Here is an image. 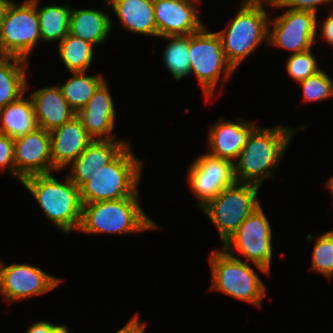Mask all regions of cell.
Returning a JSON list of instances; mask_svg holds the SVG:
<instances>
[{
	"label": "cell",
	"instance_id": "1",
	"mask_svg": "<svg viewBox=\"0 0 333 333\" xmlns=\"http://www.w3.org/2000/svg\"><path fill=\"white\" fill-rule=\"evenodd\" d=\"M306 126L299 128H291L283 124L272 128L257 126L234 162L236 181L261 186L264 180L271 179L293 135Z\"/></svg>",
	"mask_w": 333,
	"mask_h": 333
},
{
	"label": "cell",
	"instance_id": "2",
	"mask_svg": "<svg viewBox=\"0 0 333 333\" xmlns=\"http://www.w3.org/2000/svg\"><path fill=\"white\" fill-rule=\"evenodd\" d=\"M21 184L39 203L45 216L65 234L79 231L83 204L80 189L66 175L64 181H57L53 175L29 176Z\"/></svg>",
	"mask_w": 333,
	"mask_h": 333
},
{
	"label": "cell",
	"instance_id": "3",
	"mask_svg": "<svg viewBox=\"0 0 333 333\" xmlns=\"http://www.w3.org/2000/svg\"><path fill=\"white\" fill-rule=\"evenodd\" d=\"M161 229L144 212L139 197L83 204L78 232L87 234H134Z\"/></svg>",
	"mask_w": 333,
	"mask_h": 333
},
{
	"label": "cell",
	"instance_id": "4",
	"mask_svg": "<svg viewBox=\"0 0 333 333\" xmlns=\"http://www.w3.org/2000/svg\"><path fill=\"white\" fill-rule=\"evenodd\" d=\"M268 1L242 2L233 20L223 30L217 31L228 62L237 67L265 42L268 45L269 17Z\"/></svg>",
	"mask_w": 333,
	"mask_h": 333
},
{
	"label": "cell",
	"instance_id": "5",
	"mask_svg": "<svg viewBox=\"0 0 333 333\" xmlns=\"http://www.w3.org/2000/svg\"><path fill=\"white\" fill-rule=\"evenodd\" d=\"M143 164L142 159L132 153L129 143L80 188L82 204L139 197Z\"/></svg>",
	"mask_w": 333,
	"mask_h": 333
},
{
	"label": "cell",
	"instance_id": "6",
	"mask_svg": "<svg viewBox=\"0 0 333 333\" xmlns=\"http://www.w3.org/2000/svg\"><path fill=\"white\" fill-rule=\"evenodd\" d=\"M208 259L212 272L211 290L257 307L261 305L266 286L250 263L231 256L223 248L212 250Z\"/></svg>",
	"mask_w": 333,
	"mask_h": 333
},
{
	"label": "cell",
	"instance_id": "7",
	"mask_svg": "<svg viewBox=\"0 0 333 333\" xmlns=\"http://www.w3.org/2000/svg\"><path fill=\"white\" fill-rule=\"evenodd\" d=\"M190 74L200 83L206 100L212 99L218 81L223 84L236 71L226 59L220 36L204 26L189 35ZM222 75V77H221Z\"/></svg>",
	"mask_w": 333,
	"mask_h": 333
},
{
	"label": "cell",
	"instance_id": "8",
	"mask_svg": "<svg viewBox=\"0 0 333 333\" xmlns=\"http://www.w3.org/2000/svg\"><path fill=\"white\" fill-rule=\"evenodd\" d=\"M260 187L236 181L201 208L215 225L222 244L261 205L257 197Z\"/></svg>",
	"mask_w": 333,
	"mask_h": 333
},
{
	"label": "cell",
	"instance_id": "9",
	"mask_svg": "<svg viewBox=\"0 0 333 333\" xmlns=\"http://www.w3.org/2000/svg\"><path fill=\"white\" fill-rule=\"evenodd\" d=\"M39 40L36 0H25L21 5L9 0L0 23V56L28 61Z\"/></svg>",
	"mask_w": 333,
	"mask_h": 333
},
{
	"label": "cell",
	"instance_id": "10",
	"mask_svg": "<svg viewBox=\"0 0 333 333\" xmlns=\"http://www.w3.org/2000/svg\"><path fill=\"white\" fill-rule=\"evenodd\" d=\"M231 256L242 254L246 262L266 275L272 262V229L262 206L257 207L223 243L222 247Z\"/></svg>",
	"mask_w": 333,
	"mask_h": 333
},
{
	"label": "cell",
	"instance_id": "11",
	"mask_svg": "<svg viewBox=\"0 0 333 333\" xmlns=\"http://www.w3.org/2000/svg\"><path fill=\"white\" fill-rule=\"evenodd\" d=\"M317 21L315 12L288 8L273 19V25L269 21L268 45L292 51L291 54L310 50L317 41Z\"/></svg>",
	"mask_w": 333,
	"mask_h": 333
},
{
	"label": "cell",
	"instance_id": "12",
	"mask_svg": "<svg viewBox=\"0 0 333 333\" xmlns=\"http://www.w3.org/2000/svg\"><path fill=\"white\" fill-rule=\"evenodd\" d=\"M187 173V183L196 196L199 208L204 207L223 189L236 182L234 163L207 153H202L194 159Z\"/></svg>",
	"mask_w": 333,
	"mask_h": 333
},
{
	"label": "cell",
	"instance_id": "13",
	"mask_svg": "<svg viewBox=\"0 0 333 333\" xmlns=\"http://www.w3.org/2000/svg\"><path fill=\"white\" fill-rule=\"evenodd\" d=\"M61 282L36 266L26 263L6 266L0 261V293L8 304L46 294Z\"/></svg>",
	"mask_w": 333,
	"mask_h": 333
},
{
	"label": "cell",
	"instance_id": "14",
	"mask_svg": "<svg viewBox=\"0 0 333 333\" xmlns=\"http://www.w3.org/2000/svg\"><path fill=\"white\" fill-rule=\"evenodd\" d=\"M15 178L50 174L57 170L52 165L50 132L36 128L33 132L14 139Z\"/></svg>",
	"mask_w": 333,
	"mask_h": 333
},
{
	"label": "cell",
	"instance_id": "15",
	"mask_svg": "<svg viewBox=\"0 0 333 333\" xmlns=\"http://www.w3.org/2000/svg\"><path fill=\"white\" fill-rule=\"evenodd\" d=\"M199 0H153L157 37L190 35L205 24L197 14ZM196 3V4H195Z\"/></svg>",
	"mask_w": 333,
	"mask_h": 333
},
{
	"label": "cell",
	"instance_id": "16",
	"mask_svg": "<svg viewBox=\"0 0 333 333\" xmlns=\"http://www.w3.org/2000/svg\"><path fill=\"white\" fill-rule=\"evenodd\" d=\"M256 127L241 118L236 122L220 118L210 126L207 136L209 151L206 153L234 163Z\"/></svg>",
	"mask_w": 333,
	"mask_h": 333
},
{
	"label": "cell",
	"instance_id": "17",
	"mask_svg": "<svg viewBox=\"0 0 333 333\" xmlns=\"http://www.w3.org/2000/svg\"><path fill=\"white\" fill-rule=\"evenodd\" d=\"M108 84L107 80H104L85 107L76 114L93 140L116 139V135L112 133L115 108Z\"/></svg>",
	"mask_w": 333,
	"mask_h": 333
},
{
	"label": "cell",
	"instance_id": "18",
	"mask_svg": "<svg viewBox=\"0 0 333 333\" xmlns=\"http://www.w3.org/2000/svg\"><path fill=\"white\" fill-rule=\"evenodd\" d=\"M128 144L125 138L93 140L69 165L67 176L80 189L91 176L111 162Z\"/></svg>",
	"mask_w": 333,
	"mask_h": 333
},
{
	"label": "cell",
	"instance_id": "19",
	"mask_svg": "<svg viewBox=\"0 0 333 333\" xmlns=\"http://www.w3.org/2000/svg\"><path fill=\"white\" fill-rule=\"evenodd\" d=\"M92 141L93 139L88 135L77 116L50 131L53 167L60 172L69 166Z\"/></svg>",
	"mask_w": 333,
	"mask_h": 333
},
{
	"label": "cell",
	"instance_id": "20",
	"mask_svg": "<svg viewBox=\"0 0 333 333\" xmlns=\"http://www.w3.org/2000/svg\"><path fill=\"white\" fill-rule=\"evenodd\" d=\"M30 97L34 104L37 127L46 131L62 126L77 114L63 97L59 85L40 88L30 93Z\"/></svg>",
	"mask_w": 333,
	"mask_h": 333
},
{
	"label": "cell",
	"instance_id": "21",
	"mask_svg": "<svg viewBox=\"0 0 333 333\" xmlns=\"http://www.w3.org/2000/svg\"><path fill=\"white\" fill-rule=\"evenodd\" d=\"M111 6L120 25L139 35L157 37L153 0H104Z\"/></svg>",
	"mask_w": 333,
	"mask_h": 333
},
{
	"label": "cell",
	"instance_id": "22",
	"mask_svg": "<svg viewBox=\"0 0 333 333\" xmlns=\"http://www.w3.org/2000/svg\"><path fill=\"white\" fill-rule=\"evenodd\" d=\"M112 28V19L97 9H72L68 33L97 46L104 43Z\"/></svg>",
	"mask_w": 333,
	"mask_h": 333
},
{
	"label": "cell",
	"instance_id": "23",
	"mask_svg": "<svg viewBox=\"0 0 333 333\" xmlns=\"http://www.w3.org/2000/svg\"><path fill=\"white\" fill-rule=\"evenodd\" d=\"M23 94L17 100L0 108V133L16 139L33 132L37 127L34 104L29 95Z\"/></svg>",
	"mask_w": 333,
	"mask_h": 333
},
{
	"label": "cell",
	"instance_id": "24",
	"mask_svg": "<svg viewBox=\"0 0 333 333\" xmlns=\"http://www.w3.org/2000/svg\"><path fill=\"white\" fill-rule=\"evenodd\" d=\"M28 61L0 56V108L17 100L28 89Z\"/></svg>",
	"mask_w": 333,
	"mask_h": 333
},
{
	"label": "cell",
	"instance_id": "25",
	"mask_svg": "<svg viewBox=\"0 0 333 333\" xmlns=\"http://www.w3.org/2000/svg\"><path fill=\"white\" fill-rule=\"evenodd\" d=\"M67 5H54L53 3L39 8L36 0L37 16L40 27L41 41L61 42L68 34L69 21L72 8Z\"/></svg>",
	"mask_w": 333,
	"mask_h": 333
},
{
	"label": "cell",
	"instance_id": "26",
	"mask_svg": "<svg viewBox=\"0 0 333 333\" xmlns=\"http://www.w3.org/2000/svg\"><path fill=\"white\" fill-rule=\"evenodd\" d=\"M71 74L73 76L60 85V88L69 106L78 113L105 79L102 74L87 75L86 71L71 72Z\"/></svg>",
	"mask_w": 333,
	"mask_h": 333
},
{
	"label": "cell",
	"instance_id": "27",
	"mask_svg": "<svg viewBox=\"0 0 333 333\" xmlns=\"http://www.w3.org/2000/svg\"><path fill=\"white\" fill-rule=\"evenodd\" d=\"M58 44L57 52L69 73L88 72L95 45L69 33Z\"/></svg>",
	"mask_w": 333,
	"mask_h": 333
},
{
	"label": "cell",
	"instance_id": "28",
	"mask_svg": "<svg viewBox=\"0 0 333 333\" xmlns=\"http://www.w3.org/2000/svg\"><path fill=\"white\" fill-rule=\"evenodd\" d=\"M163 37L169 40L162 56L166 70H168L177 81L189 76V35Z\"/></svg>",
	"mask_w": 333,
	"mask_h": 333
},
{
	"label": "cell",
	"instance_id": "29",
	"mask_svg": "<svg viewBox=\"0 0 333 333\" xmlns=\"http://www.w3.org/2000/svg\"><path fill=\"white\" fill-rule=\"evenodd\" d=\"M312 271L326 278L333 276V230L318 235L312 253Z\"/></svg>",
	"mask_w": 333,
	"mask_h": 333
},
{
	"label": "cell",
	"instance_id": "30",
	"mask_svg": "<svg viewBox=\"0 0 333 333\" xmlns=\"http://www.w3.org/2000/svg\"><path fill=\"white\" fill-rule=\"evenodd\" d=\"M324 70L298 82L304 102L323 101L333 96V80Z\"/></svg>",
	"mask_w": 333,
	"mask_h": 333
},
{
	"label": "cell",
	"instance_id": "31",
	"mask_svg": "<svg viewBox=\"0 0 333 333\" xmlns=\"http://www.w3.org/2000/svg\"><path fill=\"white\" fill-rule=\"evenodd\" d=\"M311 50L290 54L287 59L286 72L296 83L305 80L321 70Z\"/></svg>",
	"mask_w": 333,
	"mask_h": 333
},
{
	"label": "cell",
	"instance_id": "32",
	"mask_svg": "<svg viewBox=\"0 0 333 333\" xmlns=\"http://www.w3.org/2000/svg\"><path fill=\"white\" fill-rule=\"evenodd\" d=\"M331 4L333 0H275L268 1L267 7L272 9L289 8L295 10H309L317 14V7L322 4Z\"/></svg>",
	"mask_w": 333,
	"mask_h": 333
},
{
	"label": "cell",
	"instance_id": "33",
	"mask_svg": "<svg viewBox=\"0 0 333 333\" xmlns=\"http://www.w3.org/2000/svg\"><path fill=\"white\" fill-rule=\"evenodd\" d=\"M0 169L15 177L14 139L0 133Z\"/></svg>",
	"mask_w": 333,
	"mask_h": 333
},
{
	"label": "cell",
	"instance_id": "34",
	"mask_svg": "<svg viewBox=\"0 0 333 333\" xmlns=\"http://www.w3.org/2000/svg\"><path fill=\"white\" fill-rule=\"evenodd\" d=\"M146 322L139 320V315L135 314L128 322L116 333H144Z\"/></svg>",
	"mask_w": 333,
	"mask_h": 333
},
{
	"label": "cell",
	"instance_id": "35",
	"mask_svg": "<svg viewBox=\"0 0 333 333\" xmlns=\"http://www.w3.org/2000/svg\"><path fill=\"white\" fill-rule=\"evenodd\" d=\"M330 15L326 16L321 27V37L330 46H333V11H330Z\"/></svg>",
	"mask_w": 333,
	"mask_h": 333
},
{
	"label": "cell",
	"instance_id": "36",
	"mask_svg": "<svg viewBox=\"0 0 333 333\" xmlns=\"http://www.w3.org/2000/svg\"><path fill=\"white\" fill-rule=\"evenodd\" d=\"M52 322L49 321H38L31 324L27 329L26 333H51Z\"/></svg>",
	"mask_w": 333,
	"mask_h": 333
},
{
	"label": "cell",
	"instance_id": "37",
	"mask_svg": "<svg viewBox=\"0 0 333 333\" xmlns=\"http://www.w3.org/2000/svg\"><path fill=\"white\" fill-rule=\"evenodd\" d=\"M70 330L68 327L63 324V325H55L52 323V331L51 333H70Z\"/></svg>",
	"mask_w": 333,
	"mask_h": 333
},
{
	"label": "cell",
	"instance_id": "38",
	"mask_svg": "<svg viewBox=\"0 0 333 333\" xmlns=\"http://www.w3.org/2000/svg\"><path fill=\"white\" fill-rule=\"evenodd\" d=\"M9 0H0V23L2 21L3 13L8 4Z\"/></svg>",
	"mask_w": 333,
	"mask_h": 333
},
{
	"label": "cell",
	"instance_id": "39",
	"mask_svg": "<svg viewBox=\"0 0 333 333\" xmlns=\"http://www.w3.org/2000/svg\"><path fill=\"white\" fill-rule=\"evenodd\" d=\"M326 186L328 187V189H330L332 193L331 195L333 196V175L330 176V178L328 179Z\"/></svg>",
	"mask_w": 333,
	"mask_h": 333
}]
</instances>
